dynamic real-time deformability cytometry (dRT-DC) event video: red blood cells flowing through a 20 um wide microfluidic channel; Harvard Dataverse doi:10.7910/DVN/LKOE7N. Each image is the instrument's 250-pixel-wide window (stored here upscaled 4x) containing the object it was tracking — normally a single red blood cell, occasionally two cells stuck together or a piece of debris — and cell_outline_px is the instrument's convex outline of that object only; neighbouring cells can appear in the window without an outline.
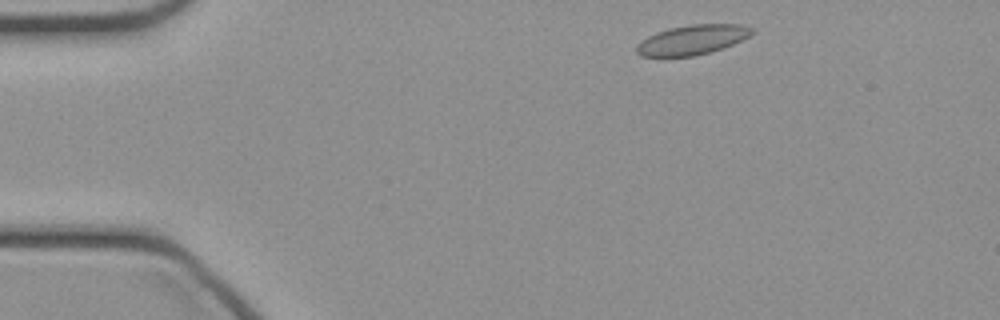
{"species": "common noctule bat (a hibernating species)", "species_latin": "Nyctalus noctula", "temperature_condition": "cold", "stored_images_in_passage": 41, "camera_frame_rate_fps": 3000, "um_per_image_px": 0.085, "animal": {"sex": "female", "body_mass_g": 21.9}, "frame": {"image": 1, "passage_image": 2, "time_ms": 0.333, "image_size_px": [1000, 320], "cell_outline_px": [[756, 32], [732, 44], [708, 52], [692, 56], [640, 56], [636, 52], [636, 48], [640, 40], [656, 32], [668, 28], [688, 24], [744, 24], [756, 28]], "centroid_in_image_um": [58.85, 3.35], "position_along_channel_um": 26.1, "area_um2": 20.0}}
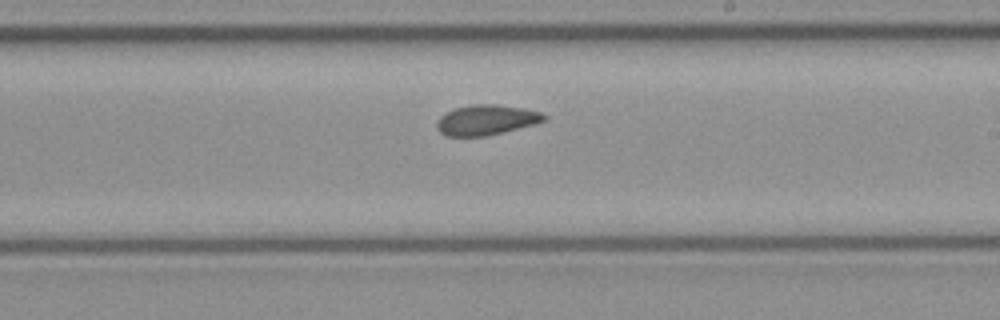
{"frame": {"image": 2, "passage_image": 22, "time_ms": 7.0, "image_size_px": [1000, 320], "cell_outline_px": [[548, 116], [544, 120], [536, 124], [488, 136], [448, 136], [440, 132], [436, 128], [436, 120], [444, 112], [456, 108], [476, 104], [496, 104], [524, 108], [544, 112]], "centroid_in_image_um": [41.35, 10.19], "position_along_channel_um": 247.6, "area_um2": 19.13}}
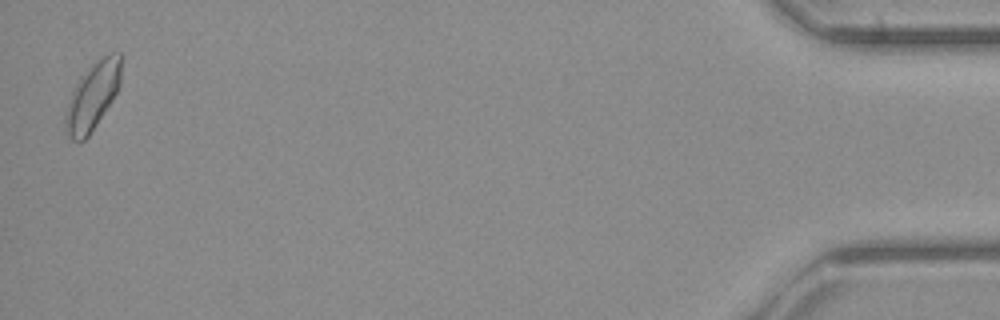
{"frame": {"image": 3, "passage_image": 41, "time_ms": 13.333, "image_size_px": [1000, 320], "cell_outline_px": [[120, 84], [112, 100], [88, 136], [80, 144], [72, 140], [68, 136], [64, 120], [64, 116], [72, 92], [80, 76], [100, 56], [108, 52], [120, 52]], "centroid_in_image_um": [7.86, 8.16], "position_along_channel_um": 427.3, "area_um2": 21.73}}